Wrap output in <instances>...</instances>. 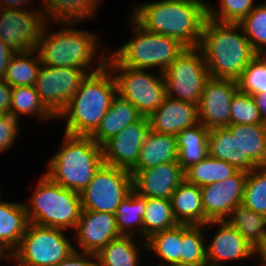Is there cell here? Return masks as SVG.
<instances>
[{
  "label": "cell",
  "instance_id": "6da1fadb",
  "mask_svg": "<svg viewBox=\"0 0 266 266\" xmlns=\"http://www.w3.org/2000/svg\"><path fill=\"white\" fill-rule=\"evenodd\" d=\"M54 24L61 26V30L53 29L52 22H46L36 48L42 65L83 68L89 74L106 66L108 52L104 49L106 46L103 51L100 49L102 43L97 33L78 29L76 26L81 22H53Z\"/></svg>",
  "mask_w": 266,
  "mask_h": 266
},
{
  "label": "cell",
  "instance_id": "7a4b0ae2",
  "mask_svg": "<svg viewBox=\"0 0 266 266\" xmlns=\"http://www.w3.org/2000/svg\"><path fill=\"white\" fill-rule=\"evenodd\" d=\"M205 0H157L132 5L130 16L145 30L198 47L208 18Z\"/></svg>",
  "mask_w": 266,
  "mask_h": 266
},
{
  "label": "cell",
  "instance_id": "3957f363",
  "mask_svg": "<svg viewBox=\"0 0 266 266\" xmlns=\"http://www.w3.org/2000/svg\"><path fill=\"white\" fill-rule=\"evenodd\" d=\"M198 48L210 77L237 80L257 56L238 23L207 18Z\"/></svg>",
  "mask_w": 266,
  "mask_h": 266
},
{
  "label": "cell",
  "instance_id": "277c9868",
  "mask_svg": "<svg viewBox=\"0 0 266 266\" xmlns=\"http://www.w3.org/2000/svg\"><path fill=\"white\" fill-rule=\"evenodd\" d=\"M116 95L114 75L105 66L102 70L87 75L56 120L65 122L64 133L91 136Z\"/></svg>",
  "mask_w": 266,
  "mask_h": 266
},
{
  "label": "cell",
  "instance_id": "5b68a950",
  "mask_svg": "<svg viewBox=\"0 0 266 266\" xmlns=\"http://www.w3.org/2000/svg\"><path fill=\"white\" fill-rule=\"evenodd\" d=\"M63 135L61 149L50 157L44 174L60 186L81 193L104 163L102 146L90 136Z\"/></svg>",
  "mask_w": 266,
  "mask_h": 266
},
{
  "label": "cell",
  "instance_id": "8992f818",
  "mask_svg": "<svg viewBox=\"0 0 266 266\" xmlns=\"http://www.w3.org/2000/svg\"><path fill=\"white\" fill-rule=\"evenodd\" d=\"M24 204L30 223L69 233L76 229L82 211L80 193L60 186L44 173Z\"/></svg>",
  "mask_w": 266,
  "mask_h": 266
},
{
  "label": "cell",
  "instance_id": "52a82bcc",
  "mask_svg": "<svg viewBox=\"0 0 266 266\" xmlns=\"http://www.w3.org/2000/svg\"><path fill=\"white\" fill-rule=\"evenodd\" d=\"M133 37L110 54L123 66L164 72L186 49L178 39L145 30L131 16Z\"/></svg>",
  "mask_w": 266,
  "mask_h": 266
},
{
  "label": "cell",
  "instance_id": "ba28073f",
  "mask_svg": "<svg viewBox=\"0 0 266 266\" xmlns=\"http://www.w3.org/2000/svg\"><path fill=\"white\" fill-rule=\"evenodd\" d=\"M106 66L113 73L117 94L129 101L142 116L149 117L167 97L162 72L121 65L110 53ZM157 74V75H156Z\"/></svg>",
  "mask_w": 266,
  "mask_h": 266
},
{
  "label": "cell",
  "instance_id": "9c48e42d",
  "mask_svg": "<svg viewBox=\"0 0 266 266\" xmlns=\"http://www.w3.org/2000/svg\"><path fill=\"white\" fill-rule=\"evenodd\" d=\"M65 232L29 222L9 261H13L12 266H56L75 250Z\"/></svg>",
  "mask_w": 266,
  "mask_h": 266
},
{
  "label": "cell",
  "instance_id": "30bf717a",
  "mask_svg": "<svg viewBox=\"0 0 266 266\" xmlns=\"http://www.w3.org/2000/svg\"><path fill=\"white\" fill-rule=\"evenodd\" d=\"M167 97L199 103L204 85L210 78L198 47H186L163 72Z\"/></svg>",
  "mask_w": 266,
  "mask_h": 266
},
{
  "label": "cell",
  "instance_id": "8fae6325",
  "mask_svg": "<svg viewBox=\"0 0 266 266\" xmlns=\"http://www.w3.org/2000/svg\"><path fill=\"white\" fill-rule=\"evenodd\" d=\"M132 189L130 171L103 163L80 193L82 210L115 214Z\"/></svg>",
  "mask_w": 266,
  "mask_h": 266
},
{
  "label": "cell",
  "instance_id": "7c38bea8",
  "mask_svg": "<svg viewBox=\"0 0 266 266\" xmlns=\"http://www.w3.org/2000/svg\"><path fill=\"white\" fill-rule=\"evenodd\" d=\"M88 74L83 68L41 65L34 87L44 106L57 118Z\"/></svg>",
  "mask_w": 266,
  "mask_h": 266
},
{
  "label": "cell",
  "instance_id": "4fadbf2b",
  "mask_svg": "<svg viewBox=\"0 0 266 266\" xmlns=\"http://www.w3.org/2000/svg\"><path fill=\"white\" fill-rule=\"evenodd\" d=\"M45 23L41 9L0 8V39L15 53L34 50Z\"/></svg>",
  "mask_w": 266,
  "mask_h": 266
},
{
  "label": "cell",
  "instance_id": "5bb4252c",
  "mask_svg": "<svg viewBox=\"0 0 266 266\" xmlns=\"http://www.w3.org/2000/svg\"><path fill=\"white\" fill-rule=\"evenodd\" d=\"M237 90L236 80L210 77L197 105L199 123L208 130L230 125L231 103Z\"/></svg>",
  "mask_w": 266,
  "mask_h": 266
},
{
  "label": "cell",
  "instance_id": "9a60e30c",
  "mask_svg": "<svg viewBox=\"0 0 266 266\" xmlns=\"http://www.w3.org/2000/svg\"><path fill=\"white\" fill-rule=\"evenodd\" d=\"M212 226V227H211ZM218 226V227H217ZM215 228L210 240L206 239V258L208 266H227V262L255 259V248L225 220L208 221L205 229ZM208 242V243H207ZM226 262V264H225Z\"/></svg>",
  "mask_w": 266,
  "mask_h": 266
},
{
  "label": "cell",
  "instance_id": "2e32d148",
  "mask_svg": "<svg viewBox=\"0 0 266 266\" xmlns=\"http://www.w3.org/2000/svg\"><path fill=\"white\" fill-rule=\"evenodd\" d=\"M248 172L238 170L221 182H214L201 188L204 225L208 221L225 220L230 212L242 204Z\"/></svg>",
  "mask_w": 266,
  "mask_h": 266
},
{
  "label": "cell",
  "instance_id": "e0dca14e",
  "mask_svg": "<svg viewBox=\"0 0 266 266\" xmlns=\"http://www.w3.org/2000/svg\"><path fill=\"white\" fill-rule=\"evenodd\" d=\"M149 129V119L146 116L127 125L102 145L104 163L131 171L138 162L143 140Z\"/></svg>",
  "mask_w": 266,
  "mask_h": 266
},
{
  "label": "cell",
  "instance_id": "ac0fdd59",
  "mask_svg": "<svg viewBox=\"0 0 266 266\" xmlns=\"http://www.w3.org/2000/svg\"><path fill=\"white\" fill-rule=\"evenodd\" d=\"M73 239L81 252L97 254L110 241L121 236L115 214L82 210ZM79 246V247H78ZM77 247V248H76Z\"/></svg>",
  "mask_w": 266,
  "mask_h": 266
},
{
  "label": "cell",
  "instance_id": "d6986e66",
  "mask_svg": "<svg viewBox=\"0 0 266 266\" xmlns=\"http://www.w3.org/2000/svg\"><path fill=\"white\" fill-rule=\"evenodd\" d=\"M133 189L150 198L171 199L172 194L185 180L184 170L178 161H171L144 170H131Z\"/></svg>",
  "mask_w": 266,
  "mask_h": 266
},
{
  "label": "cell",
  "instance_id": "ffe728a7",
  "mask_svg": "<svg viewBox=\"0 0 266 266\" xmlns=\"http://www.w3.org/2000/svg\"><path fill=\"white\" fill-rule=\"evenodd\" d=\"M148 119L152 131L176 136L180 131L199 123L198 106L166 97Z\"/></svg>",
  "mask_w": 266,
  "mask_h": 266
},
{
  "label": "cell",
  "instance_id": "44dd1931",
  "mask_svg": "<svg viewBox=\"0 0 266 266\" xmlns=\"http://www.w3.org/2000/svg\"><path fill=\"white\" fill-rule=\"evenodd\" d=\"M226 128L239 139L241 171L266 165V123L230 124Z\"/></svg>",
  "mask_w": 266,
  "mask_h": 266
},
{
  "label": "cell",
  "instance_id": "7402d4cb",
  "mask_svg": "<svg viewBox=\"0 0 266 266\" xmlns=\"http://www.w3.org/2000/svg\"><path fill=\"white\" fill-rule=\"evenodd\" d=\"M28 223L24 203L0 201V248L9 257L18 248Z\"/></svg>",
  "mask_w": 266,
  "mask_h": 266
},
{
  "label": "cell",
  "instance_id": "603a6c76",
  "mask_svg": "<svg viewBox=\"0 0 266 266\" xmlns=\"http://www.w3.org/2000/svg\"><path fill=\"white\" fill-rule=\"evenodd\" d=\"M142 250L147 251L146 240L121 235L110 241L97 254L99 266H141ZM141 254V255H140Z\"/></svg>",
  "mask_w": 266,
  "mask_h": 266
},
{
  "label": "cell",
  "instance_id": "cb8c5ba5",
  "mask_svg": "<svg viewBox=\"0 0 266 266\" xmlns=\"http://www.w3.org/2000/svg\"><path fill=\"white\" fill-rule=\"evenodd\" d=\"M142 115L129 101L118 94L113 98L110 108L101 119L96 131L90 136L102 146L110 138L116 136L127 125L138 121Z\"/></svg>",
  "mask_w": 266,
  "mask_h": 266
},
{
  "label": "cell",
  "instance_id": "d4e9b609",
  "mask_svg": "<svg viewBox=\"0 0 266 266\" xmlns=\"http://www.w3.org/2000/svg\"><path fill=\"white\" fill-rule=\"evenodd\" d=\"M46 22H87L96 18L100 0H40Z\"/></svg>",
  "mask_w": 266,
  "mask_h": 266
},
{
  "label": "cell",
  "instance_id": "484cf974",
  "mask_svg": "<svg viewBox=\"0 0 266 266\" xmlns=\"http://www.w3.org/2000/svg\"><path fill=\"white\" fill-rule=\"evenodd\" d=\"M176 136L148 130L143 140L140 156L132 170H144L171 161H177Z\"/></svg>",
  "mask_w": 266,
  "mask_h": 266
},
{
  "label": "cell",
  "instance_id": "4316f807",
  "mask_svg": "<svg viewBox=\"0 0 266 266\" xmlns=\"http://www.w3.org/2000/svg\"><path fill=\"white\" fill-rule=\"evenodd\" d=\"M171 207L179 224L204 225L201 188L184 180L171 196Z\"/></svg>",
  "mask_w": 266,
  "mask_h": 266
},
{
  "label": "cell",
  "instance_id": "83f0119b",
  "mask_svg": "<svg viewBox=\"0 0 266 266\" xmlns=\"http://www.w3.org/2000/svg\"><path fill=\"white\" fill-rule=\"evenodd\" d=\"M208 135L209 130L201 123L186 128L176 135L177 161L184 171L208 155Z\"/></svg>",
  "mask_w": 266,
  "mask_h": 266
},
{
  "label": "cell",
  "instance_id": "f1b7e54d",
  "mask_svg": "<svg viewBox=\"0 0 266 266\" xmlns=\"http://www.w3.org/2000/svg\"><path fill=\"white\" fill-rule=\"evenodd\" d=\"M146 196L132 189L120 203L115 212L116 225L121 235H130L143 239V216Z\"/></svg>",
  "mask_w": 266,
  "mask_h": 266
},
{
  "label": "cell",
  "instance_id": "f546056e",
  "mask_svg": "<svg viewBox=\"0 0 266 266\" xmlns=\"http://www.w3.org/2000/svg\"><path fill=\"white\" fill-rule=\"evenodd\" d=\"M254 248L266 241V216L237 205L225 219Z\"/></svg>",
  "mask_w": 266,
  "mask_h": 266
},
{
  "label": "cell",
  "instance_id": "4dcf8cb0",
  "mask_svg": "<svg viewBox=\"0 0 266 266\" xmlns=\"http://www.w3.org/2000/svg\"><path fill=\"white\" fill-rule=\"evenodd\" d=\"M41 65L36 49L16 52L10 59L3 79L11 87L34 86Z\"/></svg>",
  "mask_w": 266,
  "mask_h": 266
},
{
  "label": "cell",
  "instance_id": "1f68e13d",
  "mask_svg": "<svg viewBox=\"0 0 266 266\" xmlns=\"http://www.w3.org/2000/svg\"><path fill=\"white\" fill-rule=\"evenodd\" d=\"M10 115L20 120V116H36L38 121L50 122L56 117L44 106L34 86L12 87Z\"/></svg>",
  "mask_w": 266,
  "mask_h": 266
},
{
  "label": "cell",
  "instance_id": "d6a6232c",
  "mask_svg": "<svg viewBox=\"0 0 266 266\" xmlns=\"http://www.w3.org/2000/svg\"><path fill=\"white\" fill-rule=\"evenodd\" d=\"M238 170L221 159L207 155L202 161L191 165L184 171L185 180L198 187L221 182L234 175Z\"/></svg>",
  "mask_w": 266,
  "mask_h": 266
},
{
  "label": "cell",
  "instance_id": "836d02e7",
  "mask_svg": "<svg viewBox=\"0 0 266 266\" xmlns=\"http://www.w3.org/2000/svg\"><path fill=\"white\" fill-rule=\"evenodd\" d=\"M147 252L160 262L156 266H164L180 261L181 224L156 232L146 239Z\"/></svg>",
  "mask_w": 266,
  "mask_h": 266
},
{
  "label": "cell",
  "instance_id": "e575fe53",
  "mask_svg": "<svg viewBox=\"0 0 266 266\" xmlns=\"http://www.w3.org/2000/svg\"><path fill=\"white\" fill-rule=\"evenodd\" d=\"M208 231V229H205V225L181 224L180 262L197 266L208 265L206 258Z\"/></svg>",
  "mask_w": 266,
  "mask_h": 266
},
{
  "label": "cell",
  "instance_id": "d590c367",
  "mask_svg": "<svg viewBox=\"0 0 266 266\" xmlns=\"http://www.w3.org/2000/svg\"><path fill=\"white\" fill-rule=\"evenodd\" d=\"M178 224L169 199L146 197L145 213L143 216L144 240L156 232L172 228Z\"/></svg>",
  "mask_w": 266,
  "mask_h": 266
},
{
  "label": "cell",
  "instance_id": "8d00e7d4",
  "mask_svg": "<svg viewBox=\"0 0 266 266\" xmlns=\"http://www.w3.org/2000/svg\"><path fill=\"white\" fill-rule=\"evenodd\" d=\"M208 155L221 159L240 170V145L238 137H234L226 128L209 130Z\"/></svg>",
  "mask_w": 266,
  "mask_h": 266
},
{
  "label": "cell",
  "instance_id": "74e56055",
  "mask_svg": "<svg viewBox=\"0 0 266 266\" xmlns=\"http://www.w3.org/2000/svg\"><path fill=\"white\" fill-rule=\"evenodd\" d=\"M242 204L266 216V165L248 172Z\"/></svg>",
  "mask_w": 266,
  "mask_h": 266
},
{
  "label": "cell",
  "instance_id": "f35d334b",
  "mask_svg": "<svg viewBox=\"0 0 266 266\" xmlns=\"http://www.w3.org/2000/svg\"><path fill=\"white\" fill-rule=\"evenodd\" d=\"M219 3H207V10L208 18L221 23H239L258 4L255 0H220Z\"/></svg>",
  "mask_w": 266,
  "mask_h": 266
},
{
  "label": "cell",
  "instance_id": "ab89813d",
  "mask_svg": "<svg viewBox=\"0 0 266 266\" xmlns=\"http://www.w3.org/2000/svg\"><path fill=\"white\" fill-rule=\"evenodd\" d=\"M238 24L256 53L266 47V1L258 3Z\"/></svg>",
  "mask_w": 266,
  "mask_h": 266
},
{
  "label": "cell",
  "instance_id": "60d3db41",
  "mask_svg": "<svg viewBox=\"0 0 266 266\" xmlns=\"http://www.w3.org/2000/svg\"><path fill=\"white\" fill-rule=\"evenodd\" d=\"M231 124H261L260 112L252 95L236 91L231 103Z\"/></svg>",
  "mask_w": 266,
  "mask_h": 266
},
{
  "label": "cell",
  "instance_id": "b9f144b4",
  "mask_svg": "<svg viewBox=\"0 0 266 266\" xmlns=\"http://www.w3.org/2000/svg\"><path fill=\"white\" fill-rule=\"evenodd\" d=\"M238 90L255 95L266 91V65L256 56L236 80Z\"/></svg>",
  "mask_w": 266,
  "mask_h": 266
},
{
  "label": "cell",
  "instance_id": "7bdbcfd3",
  "mask_svg": "<svg viewBox=\"0 0 266 266\" xmlns=\"http://www.w3.org/2000/svg\"><path fill=\"white\" fill-rule=\"evenodd\" d=\"M19 120L10 114L0 115V154L8 152L20 134Z\"/></svg>",
  "mask_w": 266,
  "mask_h": 266
},
{
  "label": "cell",
  "instance_id": "ee69618b",
  "mask_svg": "<svg viewBox=\"0 0 266 266\" xmlns=\"http://www.w3.org/2000/svg\"><path fill=\"white\" fill-rule=\"evenodd\" d=\"M56 266H99L95 254L74 250L68 257L61 260Z\"/></svg>",
  "mask_w": 266,
  "mask_h": 266
},
{
  "label": "cell",
  "instance_id": "f6af8a7d",
  "mask_svg": "<svg viewBox=\"0 0 266 266\" xmlns=\"http://www.w3.org/2000/svg\"><path fill=\"white\" fill-rule=\"evenodd\" d=\"M11 90L12 87L0 78V115L10 113Z\"/></svg>",
  "mask_w": 266,
  "mask_h": 266
},
{
  "label": "cell",
  "instance_id": "bcb514c9",
  "mask_svg": "<svg viewBox=\"0 0 266 266\" xmlns=\"http://www.w3.org/2000/svg\"><path fill=\"white\" fill-rule=\"evenodd\" d=\"M15 52L0 39V78L3 79L10 59Z\"/></svg>",
  "mask_w": 266,
  "mask_h": 266
},
{
  "label": "cell",
  "instance_id": "7dc6e473",
  "mask_svg": "<svg viewBox=\"0 0 266 266\" xmlns=\"http://www.w3.org/2000/svg\"><path fill=\"white\" fill-rule=\"evenodd\" d=\"M29 2H31L32 5ZM37 6L38 7H36V4L34 6L31 0H0V8H5V9H13V10L40 9L39 4Z\"/></svg>",
  "mask_w": 266,
  "mask_h": 266
},
{
  "label": "cell",
  "instance_id": "c3c4849f",
  "mask_svg": "<svg viewBox=\"0 0 266 266\" xmlns=\"http://www.w3.org/2000/svg\"><path fill=\"white\" fill-rule=\"evenodd\" d=\"M252 97L255 100L256 106L259 109L262 121L266 123V91L252 95Z\"/></svg>",
  "mask_w": 266,
  "mask_h": 266
},
{
  "label": "cell",
  "instance_id": "681fc988",
  "mask_svg": "<svg viewBox=\"0 0 266 266\" xmlns=\"http://www.w3.org/2000/svg\"><path fill=\"white\" fill-rule=\"evenodd\" d=\"M254 257L259 260V266H266V241L255 248ZM258 257V258H257Z\"/></svg>",
  "mask_w": 266,
  "mask_h": 266
},
{
  "label": "cell",
  "instance_id": "f907efd6",
  "mask_svg": "<svg viewBox=\"0 0 266 266\" xmlns=\"http://www.w3.org/2000/svg\"><path fill=\"white\" fill-rule=\"evenodd\" d=\"M257 57L266 65V47L257 52Z\"/></svg>",
  "mask_w": 266,
  "mask_h": 266
},
{
  "label": "cell",
  "instance_id": "816d5d0a",
  "mask_svg": "<svg viewBox=\"0 0 266 266\" xmlns=\"http://www.w3.org/2000/svg\"><path fill=\"white\" fill-rule=\"evenodd\" d=\"M164 266H197V265L179 261V262L170 263V264H167V265H164Z\"/></svg>",
  "mask_w": 266,
  "mask_h": 266
},
{
  "label": "cell",
  "instance_id": "f5cc1de1",
  "mask_svg": "<svg viewBox=\"0 0 266 266\" xmlns=\"http://www.w3.org/2000/svg\"><path fill=\"white\" fill-rule=\"evenodd\" d=\"M2 260H9V256L8 255H0V265H1V261Z\"/></svg>",
  "mask_w": 266,
  "mask_h": 266
},
{
  "label": "cell",
  "instance_id": "db71d44e",
  "mask_svg": "<svg viewBox=\"0 0 266 266\" xmlns=\"http://www.w3.org/2000/svg\"><path fill=\"white\" fill-rule=\"evenodd\" d=\"M0 255H7V254L0 248Z\"/></svg>",
  "mask_w": 266,
  "mask_h": 266
},
{
  "label": "cell",
  "instance_id": "11a10c76",
  "mask_svg": "<svg viewBox=\"0 0 266 266\" xmlns=\"http://www.w3.org/2000/svg\"><path fill=\"white\" fill-rule=\"evenodd\" d=\"M1 196H2V195H1V187H0V201L2 200Z\"/></svg>",
  "mask_w": 266,
  "mask_h": 266
}]
</instances>
